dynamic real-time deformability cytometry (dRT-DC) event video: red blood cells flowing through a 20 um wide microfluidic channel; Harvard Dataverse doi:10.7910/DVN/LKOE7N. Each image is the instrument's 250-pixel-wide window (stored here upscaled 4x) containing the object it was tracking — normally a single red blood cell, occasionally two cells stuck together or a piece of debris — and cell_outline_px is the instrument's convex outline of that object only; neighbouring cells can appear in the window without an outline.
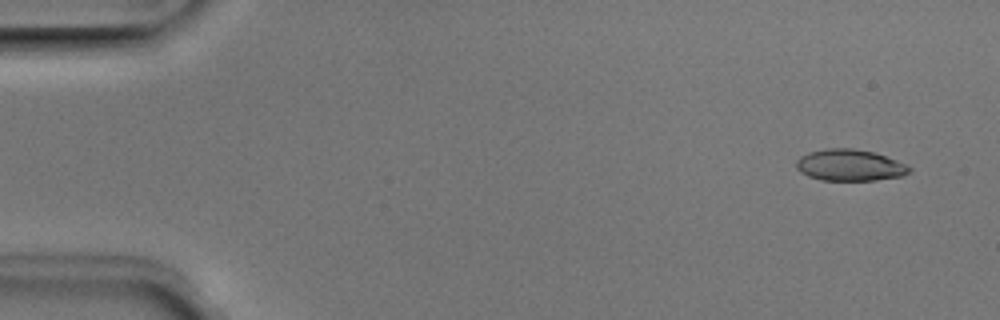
{"species": "Egyptian fruit bat (a non-hibernating species)", "species_latin": "Rousettus aegyptiacus", "temperature_condition": "room temperature", "stored_images_in_passage": 51, "camera_frame_rate_fps": 3000, "um_per_image_px": 0.085, "animal": {"sex": "male"}, "frame": {"image": 1, "passage_image": 3, "time_ms": 0.667, "image_size_px": [1000, 320], "cell_outline_px": [[912, 168], [904, 176], [876, 180], [820, 180], [808, 176], [800, 172], [796, 168], [796, 160], [800, 156], [808, 152], [828, 148], [852, 148], [872, 152], [908, 164]], "centroid_in_image_um": [72.22, 14.04], "position_along_channel_um": 12.8, "area_um2": 20.81}}
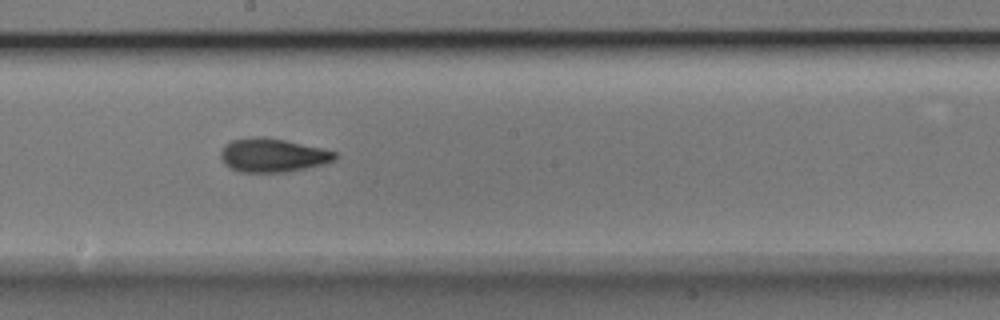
{"frame": {"image": 2, "passage_image": 28, "time_ms": 9.0, "image_size_px": [1000, 320], "cell_outline_px": [[340, 156], [324, 164], [288, 172], [240, 172], [228, 168], [224, 164], [220, 156], [220, 152], [224, 144], [232, 140], [256, 136], [264, 136], [284, 140], [320, 148], [336, 152]], "centroid_in_image_um": [23.14, 13.2], "position_along_channel_um": 225.1, "area_um2": 22.54}}
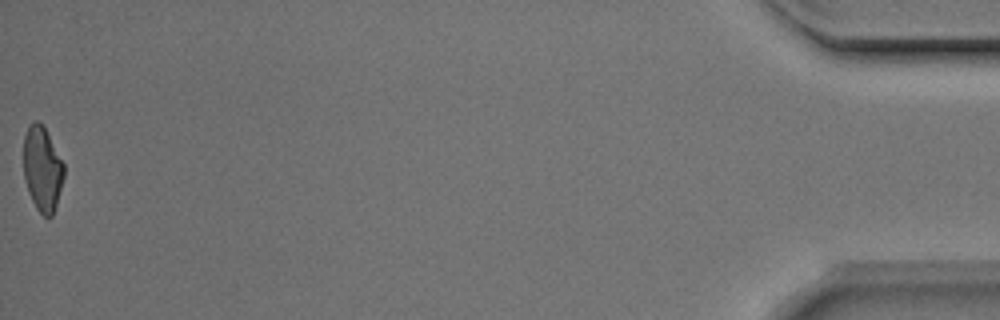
{"frame": {"image": 3, "passage_image": 51, "time_ms": 16.667, "image_size_px": [1000, 320], "cell_outline_px": [[64, 176], [56, 204], [52, 216], [44, 216], [36, 208], [28, 192], [24, 176], [24, 136], [32, 120], [36, 120], [44, 128], [64, 164]], "centroid_in_image_um": [3.59, 14.36], "position_along_channel_um": 431.6, "area_um2": 19.54}, "authors_computed_cell_mechanics": {"area_um2": 21.2704, "velocity_mm_per_s": 3.9842, "shape_relaxation_time_tau1_ms": 4.3852, "shape_relaxation_time_tau2_ms": 3.243, "deformation_change_tau1": 0.16, "deformation_change_tau2": 0.0869}}